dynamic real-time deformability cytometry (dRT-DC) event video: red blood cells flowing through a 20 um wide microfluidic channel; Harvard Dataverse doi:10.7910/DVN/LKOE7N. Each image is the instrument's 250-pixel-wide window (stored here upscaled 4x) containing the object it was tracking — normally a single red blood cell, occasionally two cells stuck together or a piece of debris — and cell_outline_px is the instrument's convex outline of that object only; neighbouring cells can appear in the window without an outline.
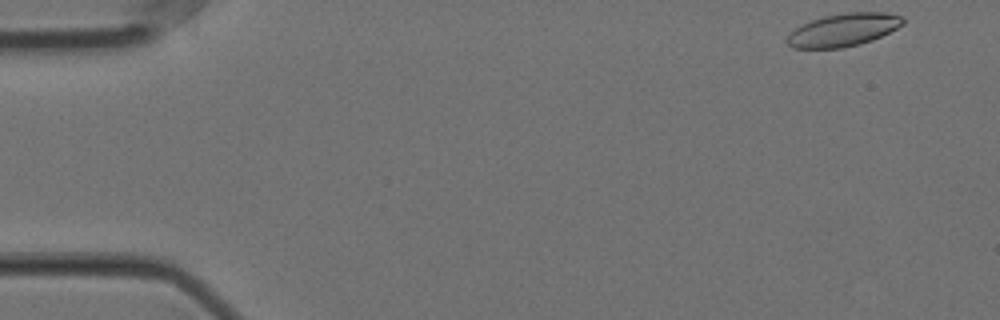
{"species": "Egyptian fruit bat (a non-hibernating species)", "species_latin": "Rousettus aegyptiacus", "temperature_condition": "cold", "stored_images_in_passage": 55, "camera_frame_rate_fps": 3000, "um_per_image_px": 0.085, "animal": {"sex": "female"}, "frame": {"image": 1, "passage_image": 1, "time_ms": 0.0, "image_size_px": [1000, 320], "cell_outline_px": [[904, 24], [872, 40], [860, 44], [844, 48], [792, 48], [784, 40], [796, 28], [812, 20], [824, 16], [848, 12], [884, 12], [904, 16]], "centroid_in_image_um": [71.7, 2.54], "position_along_channel_um": 13.3, "area_um2": 22.08}}
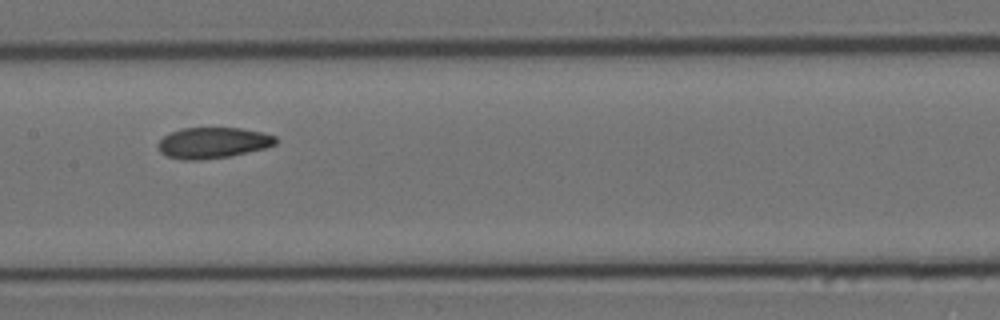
{"frame": {"image": 2, "passage_image": 26, "time_ms": 8.333, "image_size_px": [1000, 320], "cell_outline_px": [[276, 144], [264, 148], [228, 156], [200, 160], [180, 160], [168, 156], [160, 152], [156, 144], [164, 136], [172, 132], [184, 128], [240, 128], [264, 132], [276, 136]], "centroid_in_image_um": [18.08, 12.14], "position_along_channel_um": 189.3, "area_um2": 21.1}}
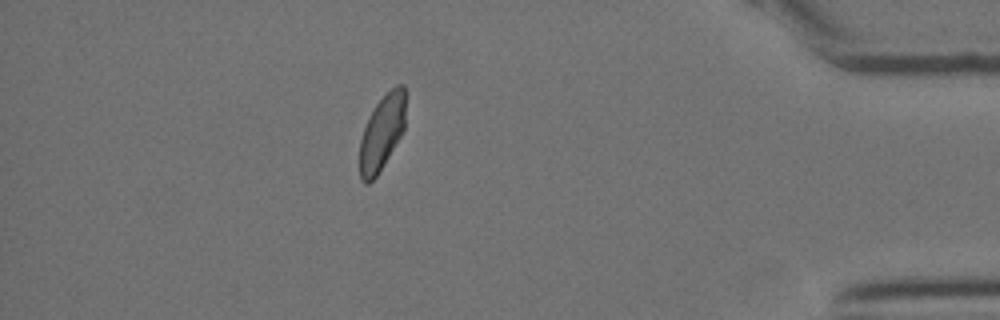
{"frame": {"image": 3, "passage_image": 48, "time_ms": 15.667, "image_size_px": [1000, 320], "cell_outline_px": [[404, 128], [400, 136], [376, 176], [368, 184], [364, 184], [360, 180], [360, 140], [364, 128], [376, 104], [396, 84], [404, 84]], "centroid_in_image_um": [32.44, 11.29], "position_along_channel_um": 402.8, "area_um2": 19.48}, "authors_computed_cell_mechanics": {"area_um2": 21.675, "velocity_mm_per_s": 3.5046, "shape_relaxation_time_tau1_ms": 8.3942, "shape_relaxation_time_tau2_ms": 1.8233, "deformation_change_tau1": 0.1426, "deformation_change_tau2": 0.0512}}